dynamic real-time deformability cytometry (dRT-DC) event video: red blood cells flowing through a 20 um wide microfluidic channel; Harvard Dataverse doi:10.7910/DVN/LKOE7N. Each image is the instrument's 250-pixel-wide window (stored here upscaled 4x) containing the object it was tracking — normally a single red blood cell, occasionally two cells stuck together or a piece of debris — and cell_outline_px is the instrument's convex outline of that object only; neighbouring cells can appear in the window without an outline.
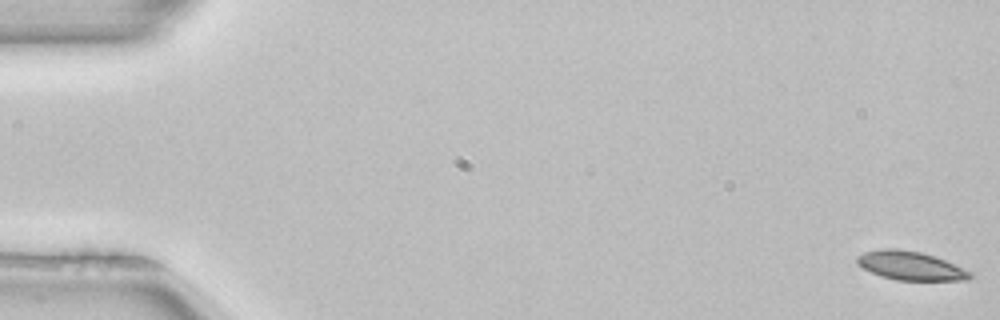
{"species": "common noctule bat (a hibernating species)", "species_latin": "Nyctalus noctula", "temperature_condition": "room temperature", "stored_images_in_passage": 5, "camera_frame_rate_fps": 3000, "um_per_image_px": 0.085, "animal": {"sex": "female", "body_mass_g": 22.7, "forearm_length_mm": 54.2}, "frame": {"image": 1, "passage_image": 1, "time_ms": 0.0, "image_size_px": [1000, 320], "cell_outline_px": [[972, 276], [968, 280], [896, 280], [880, 276], [856, 264], [856, 256], [864, 252], [880, 248], [900, 248], [920, 252], [936, 256], [972, 272]], "centroid_in_image_um": [77.37, 22.57], "position_along_channel_um": 7.6, "area_um2": 19.07}}
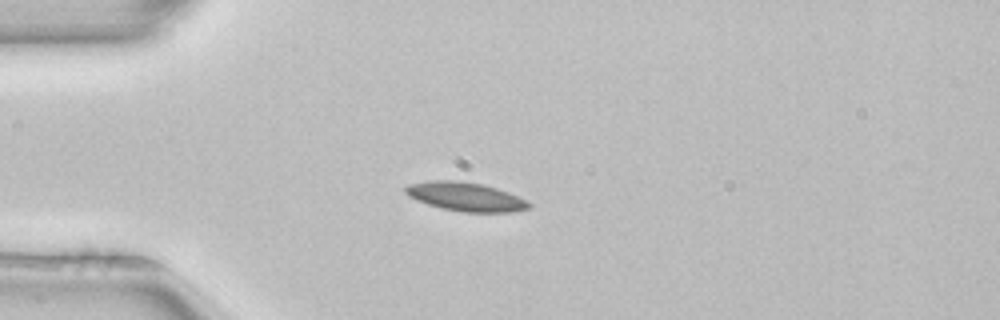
{"frame": {"image": 2, "passage_image": 4, "time_ms": 1.0, "image_size_px": [1000, 320], "cell_outline_px": [[532, 208], [512, 212], [460, 212], [440, 208], [416, 200], [408, 196], [404, 192], [404, 188], [408, 184], [428, 180], [456, 180], [484, 184], [508, 192], [532, 204]], "centroid_in_image_um": [39.54, 16.72], "position_along_channel_um": 45.5, "area_um2": 20.92}}
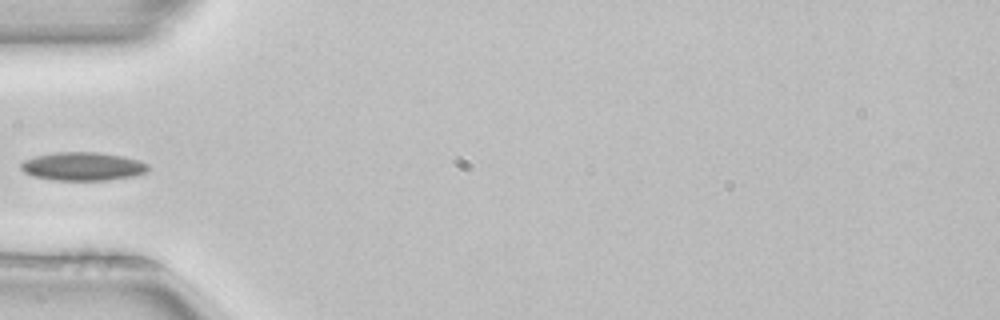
{"frame": {"image": 3, "passage_image": 5, "time_ms": 1.333, "image_size_px": [1000, 320], "cell_outline_px": [[148, 172], [132, 176], [108, 180], [52, 180], [32, 176], [24, 172], [20, 168], [20, 164], [24, 160], [36, 156], [56, 152], [96, 152], [124, 156], [148, 164]], "centroid_in_image_um": [7.01, 14.14], "position_along_channel_um": 78.0, "area_um2": 21.04}}